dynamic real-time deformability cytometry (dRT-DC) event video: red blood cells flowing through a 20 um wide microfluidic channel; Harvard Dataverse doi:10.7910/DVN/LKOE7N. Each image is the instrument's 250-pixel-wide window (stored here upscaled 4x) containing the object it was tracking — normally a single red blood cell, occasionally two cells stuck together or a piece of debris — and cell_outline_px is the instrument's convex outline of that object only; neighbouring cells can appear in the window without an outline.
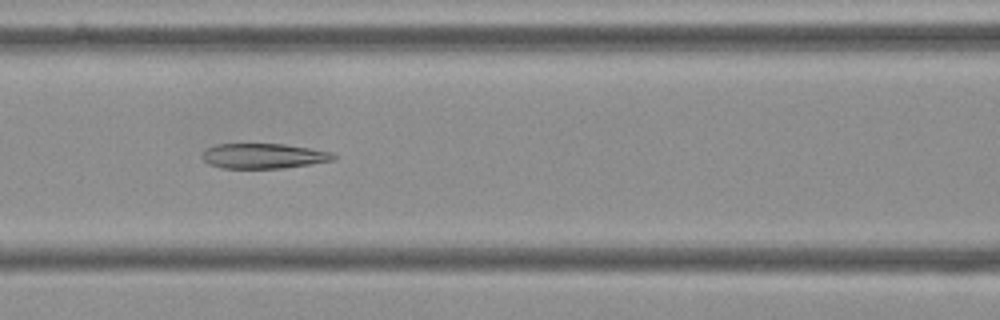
{"species": "Egyptian fruit bat (a non-hibernating species)", "species_latin": "Rousettus aegyptiacus", "temperature_condition": "cold", "stored_images_in_passage": 9, "camera_frame_rate_fps": 3000, "um_per_image_px": 0.085, "frame": {"image": 1, "passage_image": 6, "time_ms": 1.667, "image_size_px": [1000, 320], "cell_outline_px": [[336, 160], [284, 168], [224, 168], [208, 164], [200, 156], [208, 148], [216, 144], [284, 144], [332, 152], [336, 156]], "centroid_in_image_um": [22.41, 13.26], "position_along_channel_um": 144.2, "area_um2": 19.13}}
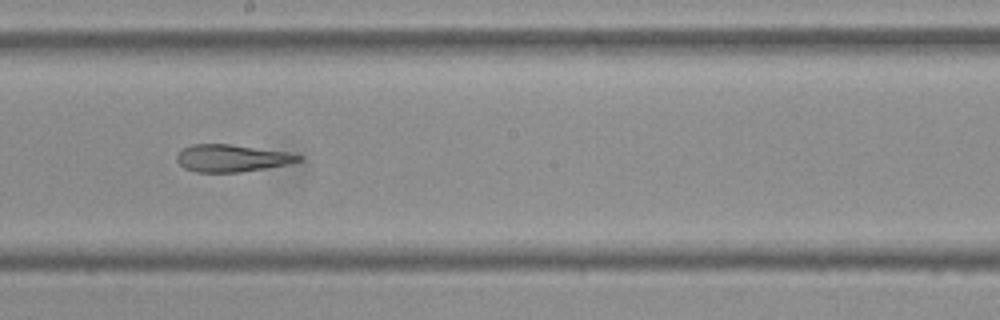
{"frame": {"image": 2, "passage_image": 8, "time_ms": 2.333, "image_size_px": [1000, 320], "cell_outline_px": [[304, 160], [288, 164], [240, 172], [196, 172], [184, 168], [176, 160], [176, 156], [180, 148], [192, 144], [232, 144], [284, 152], [304, 156]], "centroid_in_image_um": [19.66, 13.44], "position_along_channel_um": 228.5, "area_um2": 19.36}}
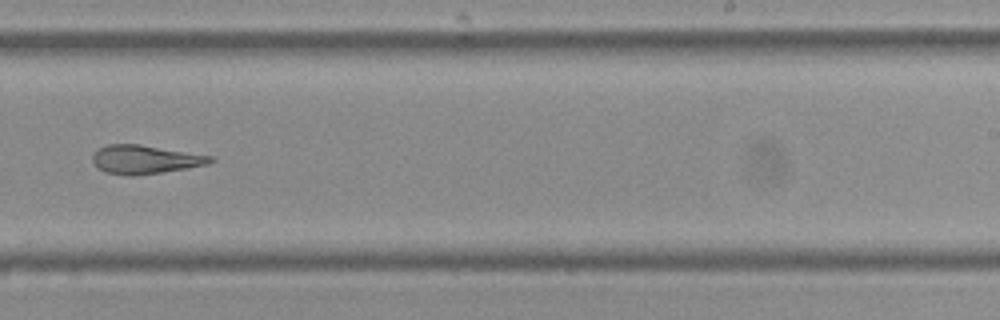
{"frame": {"image": 3, "passage_image": 9, "time_ms": 2.667, "image_size_px": [1000, 320], "cell_outline_px": [[216, 160], [208, 164], [136, 176], [128, 176], [104, 172], [96, 168], [92, 164], [92, 156], [100, 148], [108, 144], [140, 144], [212, 156]], "centroid_in_image_um": [12.28, 13.56], "position_along_channel_um": 276.7, "area_um2": 19.65}}